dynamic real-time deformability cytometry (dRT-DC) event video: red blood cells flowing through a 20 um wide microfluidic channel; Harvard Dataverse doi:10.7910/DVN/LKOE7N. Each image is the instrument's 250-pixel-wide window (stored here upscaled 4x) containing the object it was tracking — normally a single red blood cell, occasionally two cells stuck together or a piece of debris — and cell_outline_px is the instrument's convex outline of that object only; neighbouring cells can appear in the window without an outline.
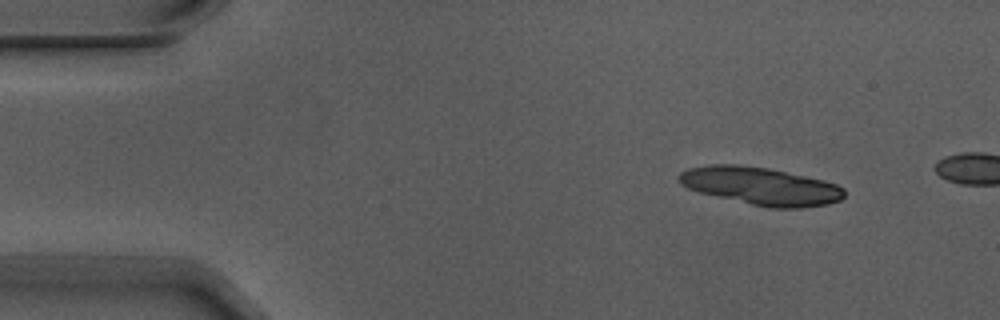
{"species": "Egyptian fruit bat (a non-hibernating species)", "species_latin": "Rousettus aegyptiacus", "temperature_condition": "warm", "stored_images_in_passage": 3, "camera_frame_rate_fps": 3000, "um_per_image_px": 0.085, "animal": {"sex": "male"}, "frame": {"image": 1, "passage_image": 1, "time_ms": 0.0, "image_size_px": [1000, 320], "cell_outline_px": [[844, 196], [840, 200], [828, 204], [800, 208], [772, 208], [752, 204], [700, 192], [688, 188], [680, 184], [680, 172], [688, 168], [712, 164], [740, 164], [768, 168], [824, 180], [836, 184], [844, 188]], "centroid_in_image_um": [64.68, 15.8], "position_along_channel_um": 20.3, "area_um2": 36.07}}